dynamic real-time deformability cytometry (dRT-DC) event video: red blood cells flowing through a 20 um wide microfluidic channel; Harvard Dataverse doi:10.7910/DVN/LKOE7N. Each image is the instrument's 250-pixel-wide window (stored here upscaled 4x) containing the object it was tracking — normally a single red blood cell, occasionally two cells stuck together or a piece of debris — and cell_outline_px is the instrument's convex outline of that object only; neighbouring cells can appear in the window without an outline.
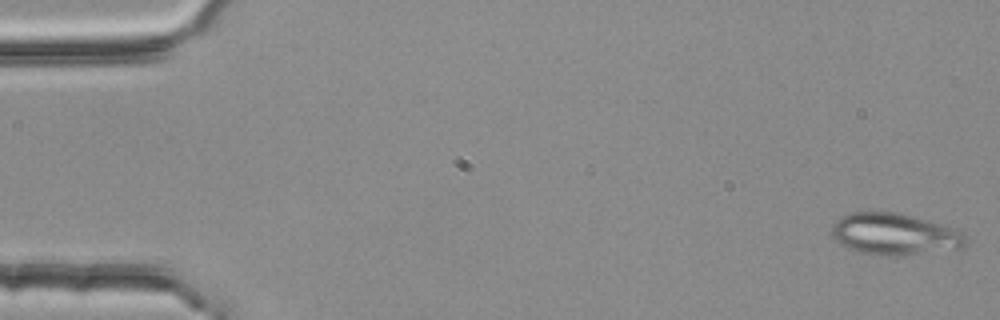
{"species": "common noctule bat (a hibernating species)", "species_latin": "Nyctalus noctula", "temperature_condition": "room temperature", "stored_images_in_passage": 4, "camera_frame_rate_fps": 3000, "um_per_image_px": 0.085, "animal": {"sex": "female", "body_mass_g": 25.1}, "frame": {"image": 1, "passage_image": 1, "time_ms": 0.0, "image_size_px": [1000, 320], "cell_outline_px": [[968, 244], [960, 248], [904, 256], [896, 256], [856, 252], [840, 244], [832, 236], [832, 224], [840, 216], [852, 212], [900, 212], [956, 228], [964, 232], [968, 240]], "centroid_in_image_um": [76.07, 19.9], "position_along_channel_um": 8.9, "area_um2": 33.0}}